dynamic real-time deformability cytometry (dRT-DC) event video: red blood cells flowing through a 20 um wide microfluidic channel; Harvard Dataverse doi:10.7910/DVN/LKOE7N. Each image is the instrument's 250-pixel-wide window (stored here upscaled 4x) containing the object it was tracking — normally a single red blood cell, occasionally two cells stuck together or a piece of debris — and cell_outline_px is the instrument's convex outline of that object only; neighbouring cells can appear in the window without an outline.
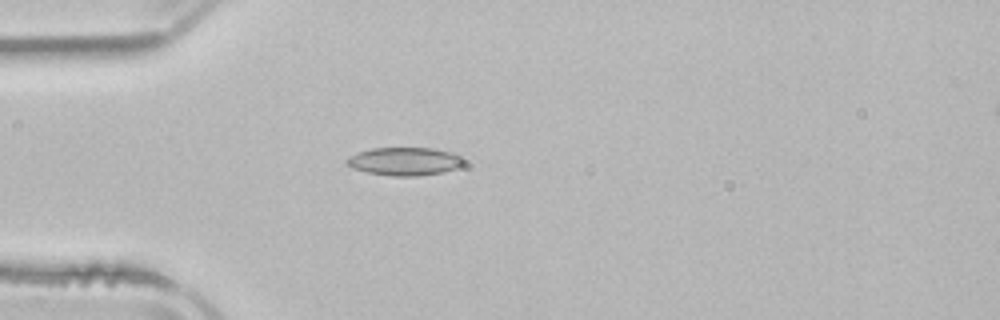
{"species": "common noctule bat (a hibernating species)", "species_latin": "Nyctalus noctula", "temperature_condition": "room temperature", "stored_images_in_passage": 3, "camera_frame_rate_fps": 3000, "um_per_image_px": 0.085, "animal": {"sex": "male", "body_mass_g": 21.5, "forearm_length_mm": 52.0}, "frame": {"image": 1, "passage_image": 3, "time_ms": 3.667, "image_size_px": [1000, 320], "cell_outline_px": [[468, 156], [456, 168], [444, 172], [416, 176], [392, 176], [368, 172], [352, 168], [344, 164], [344, 160], [348, 156], [356, 152], [372, 148], [432, 148], [460, 152]], "centroid_in_image_um": [34.43, 13.69], "position_along_channel_um": 50.6, "area_um2": 19.71}}